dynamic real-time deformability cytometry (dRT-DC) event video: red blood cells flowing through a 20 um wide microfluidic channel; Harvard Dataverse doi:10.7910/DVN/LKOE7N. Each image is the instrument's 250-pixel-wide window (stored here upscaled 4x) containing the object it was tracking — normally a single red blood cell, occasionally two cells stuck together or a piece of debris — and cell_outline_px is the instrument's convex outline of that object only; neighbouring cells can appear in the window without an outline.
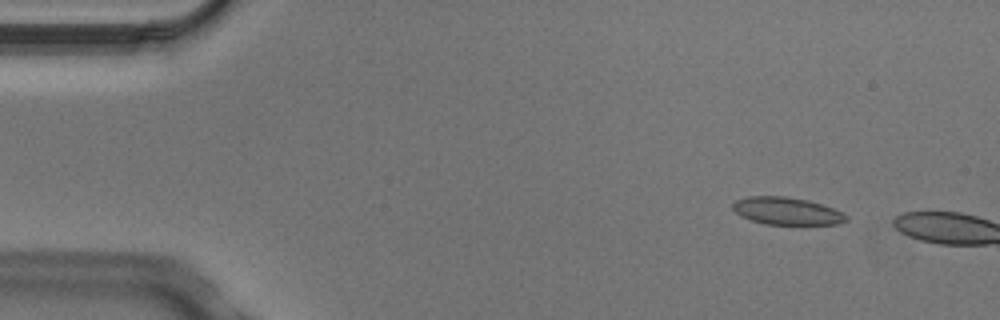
{"species": "Egyptian fruit bat (a non-hibernating species)", "species_latin": "Rousettus aegyptiacus", "temperature_condition": "cold", "stored_images_in_passage": 2, "camera_frame_rate_fps": 3000, "um_per_image_px": 0.085, "animal": {"sex": "male"}, "frame": {"image": 1, "passage_image": 1, "time_ms": 0.0, "image_size_px": [1000, 320], "cell_outline_px": [[848, 220], [840, 224], [764, 224], [740, 216], [732, 208], [732, 204], [736, 200], [748, 196], [784, 196], [808, 200], [844, 212], [848, 216]], "centroid_in_image_um": [66.88, 17.94], "position_along_channel_um": 18.1, "area_um2": 18.15}}